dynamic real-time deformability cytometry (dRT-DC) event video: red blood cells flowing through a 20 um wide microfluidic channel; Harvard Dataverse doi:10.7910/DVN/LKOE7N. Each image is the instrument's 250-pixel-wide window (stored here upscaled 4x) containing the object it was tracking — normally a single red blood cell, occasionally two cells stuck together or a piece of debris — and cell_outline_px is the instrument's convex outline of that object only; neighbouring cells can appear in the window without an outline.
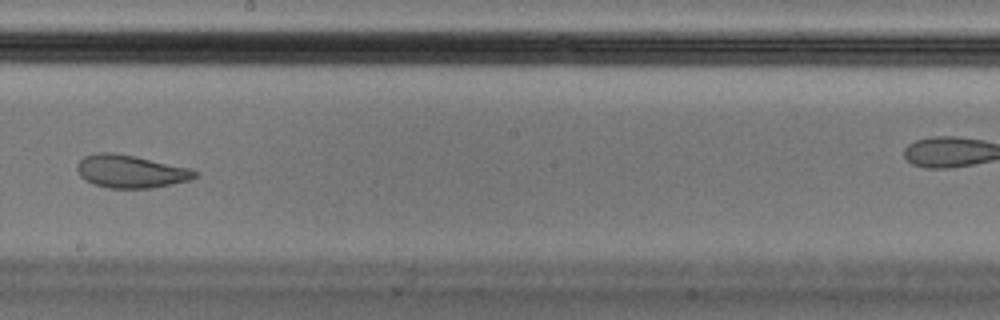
{"species": "Egyptian fruit bat (a non-hibernating species)", "species_latin": "Rousettus aegyptiacus", "temperature_condition": "cold", "stored_images_in_passage": 10, "camera_frame_rate_fps": 3000, "um_per_image_px": 0.085, "animal": {"sex": "male"}, "frame": {"image": 1, "passage_image": 9, "time_ms": 2.667, "image_size_px": [1000, 320], "cell_outline_px": [[196, 176], [188, 180], [152, 188], [108, 188], [92, 184], [84, 180], [80, 176], [76, 168], [76, 164], [84, 156], [96, 152], [112, 152], [136, 156], [188, 168], [196, 172]], "centroid_in_image_um": [11.01, 14.56], "position_along_channel_um": 237.2, "area_um2": 22.48}}